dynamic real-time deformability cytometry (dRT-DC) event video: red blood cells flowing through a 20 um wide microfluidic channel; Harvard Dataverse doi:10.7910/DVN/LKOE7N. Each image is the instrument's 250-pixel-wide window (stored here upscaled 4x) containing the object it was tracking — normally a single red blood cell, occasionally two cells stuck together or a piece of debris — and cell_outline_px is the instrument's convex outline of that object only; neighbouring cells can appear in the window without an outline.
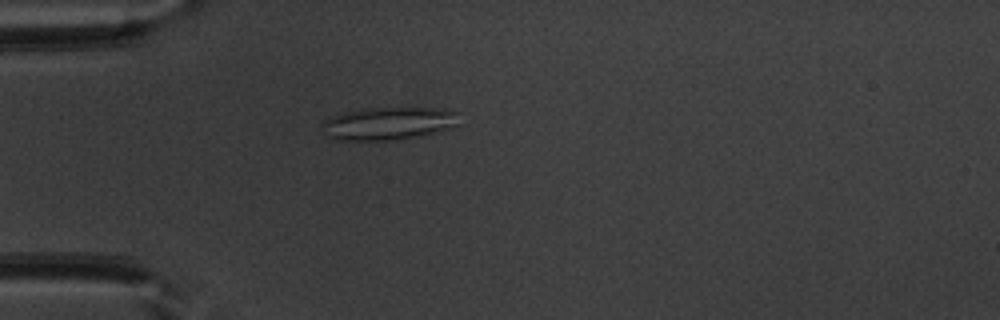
{"species": "common noctule bat (a hibernating species)", "species_latin": "Nyctalus noctula", "temperature_condition": "warm", "stored_images_in_passage": 51, "camera_frame_rate_fps": 3000, "um_per_image_px": 0.085, "animal": {"sex": "male", "body_mass_g": 20.1, "forearm_length_mm": 53.5}, "frame": {"image": 1, "passage_image": 15, "time_ms": 4.667, "image_size_px": [1000, 320], "cell_outline_px": [[460, 124], [452, 128], [440, 132], [424, 136], [400, 140], [336, 140], [332, 136], [324, 124], [324, 120], [332, 116], [344, 112], [364, 108], [444, 108], [460, 112]], "centroid_in_image_um": [33.22, 10.49], "position_along_channel_um": 51.8, "area_um2": 26.47}}
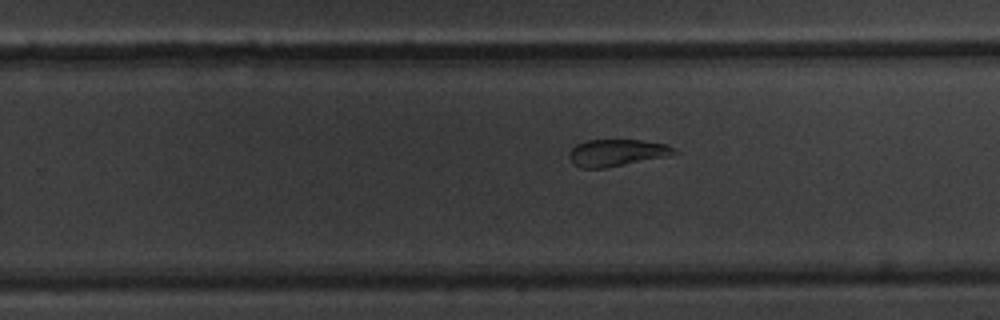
{"frame": {"image": 2, "passage_image": 33, "time_ms": 10.667, "image_size_px": [1000, 320], "cell_outline_px": [[680, 152], [664, 156], [608, 168], [580, 168], [568, 156], [572, 148], [576, 144], [588, 140], [640, 140], [664, 144]], "centroid_in_image_um": [52.38, 12.98], "position_along_channel_um": 277.4, "area_um2": 16.13}}
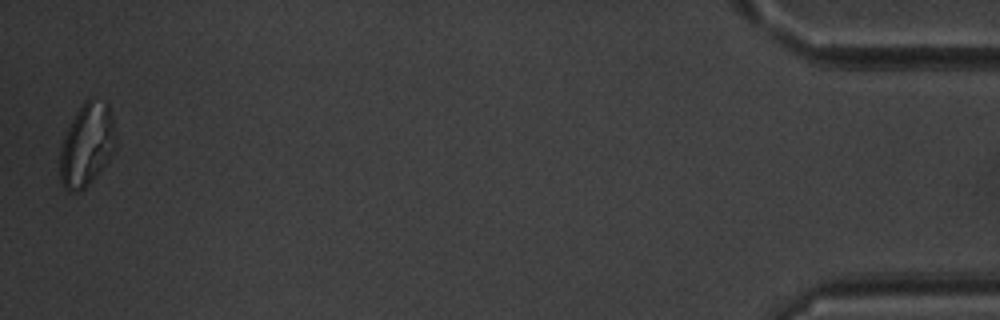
{"frame": {"image": 3, "passage_image": 51, "time_ms": 16.667, "image_size_px": [1000, 320], "cell_outline_px": [[116, 152], [88, 184], [80, 192], [68, 192], [64, 188], [60, 180], [60, 148], [64, 136], [76, 112], [84, 100], [92, 96], [108, 104], [112, 116], [116, 132]], "centroid_in_image_um": [7.4, 12.3], "position_along_channel_um": 427.8, "area_um2": 27.34}, "authors_computed_cell_mechanics": {"area_um2": 22.3686, "velocity_mm_per_s": 3.946, "shape_relaxation_time_tau1_ms": null, "shape_relaxation_time_tau2_ms": 4.2784, "deformation_change_tau1": null, "deformation_change_tau2": 0.1052}}